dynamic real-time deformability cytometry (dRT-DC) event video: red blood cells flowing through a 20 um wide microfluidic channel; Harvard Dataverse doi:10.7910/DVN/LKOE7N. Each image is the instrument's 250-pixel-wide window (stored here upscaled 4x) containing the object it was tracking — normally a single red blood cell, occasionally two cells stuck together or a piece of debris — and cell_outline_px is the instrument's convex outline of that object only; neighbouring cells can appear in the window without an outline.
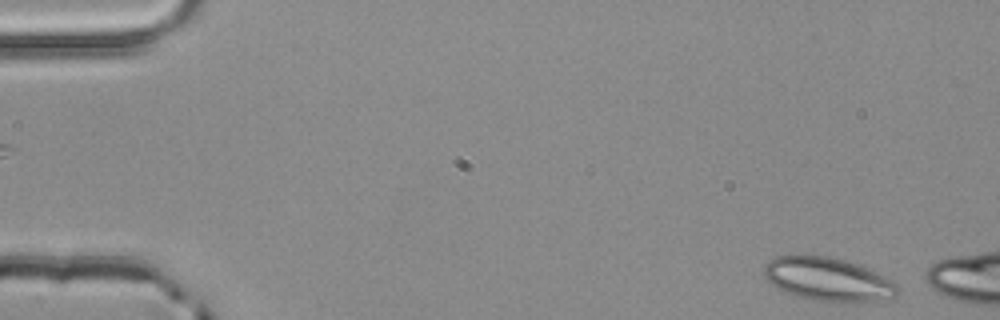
{"species": "common noctule bat (a hibernating species)", "species_latin": "Nyctalus noctula", "temperature_condition": "room temperature", "stored_images_in_passage": 5, "camera_frame_rate_fps": 3000, "um_per_image_px": 0.085, "animal": {"sex": "male", "body_mass_g": 20.4}, "frame": {"image": 1, "passage_image": 1, "time_ms": 0.0, "image_size_px": [1000, 320], "cell_outline_px": [[900, 292], [896, 296], [888, 300], [856, 304], [812, 300], [796, 296], [784, 292], [776, 288], [764, 276], [764, 264], [768, 260], [776, 256], [804, 252], [828, 256], [860, 264], [892, 280], [900, 288]], "centroid_in_image_um": [70.39, 23.74], "position_along_channel_um": 14.6, "area_um2": 35.37}}